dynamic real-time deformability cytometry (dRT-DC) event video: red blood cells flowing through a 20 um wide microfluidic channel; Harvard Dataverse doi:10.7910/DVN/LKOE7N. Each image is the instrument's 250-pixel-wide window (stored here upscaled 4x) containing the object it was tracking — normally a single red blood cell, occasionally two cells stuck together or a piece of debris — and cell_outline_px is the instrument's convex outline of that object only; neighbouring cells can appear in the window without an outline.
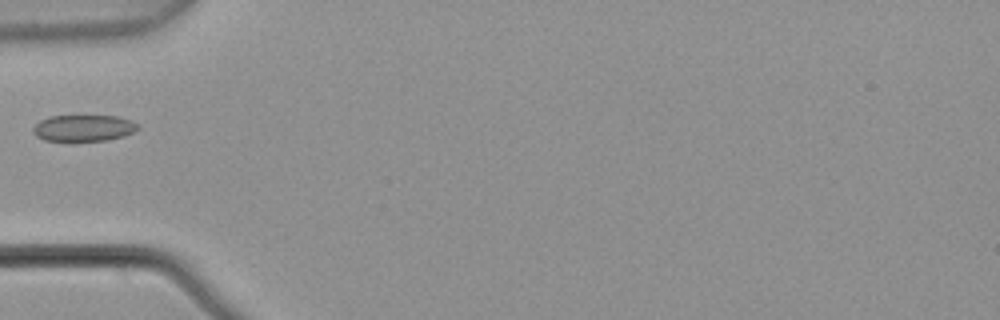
{"species": "common noctule bat (a hibernating species)", "species_latin": "Nyctalus noctula", "temperature_condition": "warm", "stored_images_in_passage": 2, "camera_frame_rate_fps": 3000, "um_per_image_px": 0.085, "animal": {"sex": "male", "body_mass_g": 21.5, "forearm_length_mm": 52.0}, "frame": {"image": 1, "passage_image": 2, "time_ms": 0.333, "image_size_px": [1000, 320], "cell_outline_px": [[140, 128], [124, 136], [104, 140], [44, 140], [36, 136], [32, 132], [32, 128], [40, 120], [48, 116], [116, 116], [132, 120], [140, 124]], "centroid_in_image_um": [7.12, 10.87], "position_along_channel_um": 77.9, "area_um2": 16.07}}